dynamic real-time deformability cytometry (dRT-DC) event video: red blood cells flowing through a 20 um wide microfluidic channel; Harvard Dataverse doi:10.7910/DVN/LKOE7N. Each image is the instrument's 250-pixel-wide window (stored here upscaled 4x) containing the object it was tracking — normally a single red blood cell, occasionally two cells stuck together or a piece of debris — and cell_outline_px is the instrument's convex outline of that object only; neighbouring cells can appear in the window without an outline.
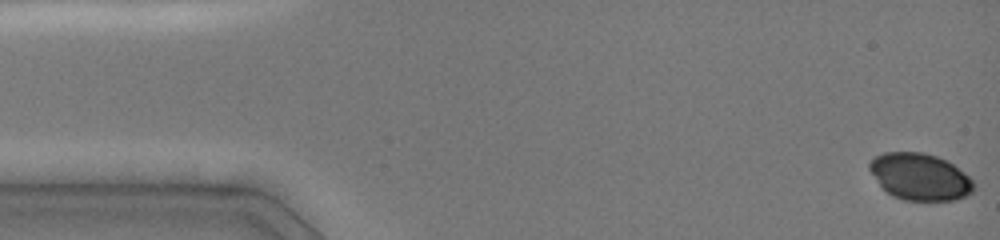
{"species": "common noctule bat (a hibernating species)", "species_latin": "Nyctalus noctula", "temperature_condition": "cold", "stored_images_in_passage": 5, "camera_frame_rate_fps": 3000, "um_per_image_px": 0.085, "animal": {"sex": "female", "body_mass_g": 19.0, "forearm_length_mm": 51.5}, "frame": {"image": 1, "passage_image": 1, "time_ms": 0.0, "image_size_px": [1000, 240], "cell_outline_px": [[976, 188], [968, 196], [956, 200], [904, 200], [892, 196], [880, 184], [868, 168], [868, 164], [876, 156], [884, 152], [924, 152], [936, 156], [952, 164], [964, 172], [976, 184]], "centroid_in_image_um": [78.23, 15.03], "position_along_channel_um": 6.8, "area_um2": 28.38}}